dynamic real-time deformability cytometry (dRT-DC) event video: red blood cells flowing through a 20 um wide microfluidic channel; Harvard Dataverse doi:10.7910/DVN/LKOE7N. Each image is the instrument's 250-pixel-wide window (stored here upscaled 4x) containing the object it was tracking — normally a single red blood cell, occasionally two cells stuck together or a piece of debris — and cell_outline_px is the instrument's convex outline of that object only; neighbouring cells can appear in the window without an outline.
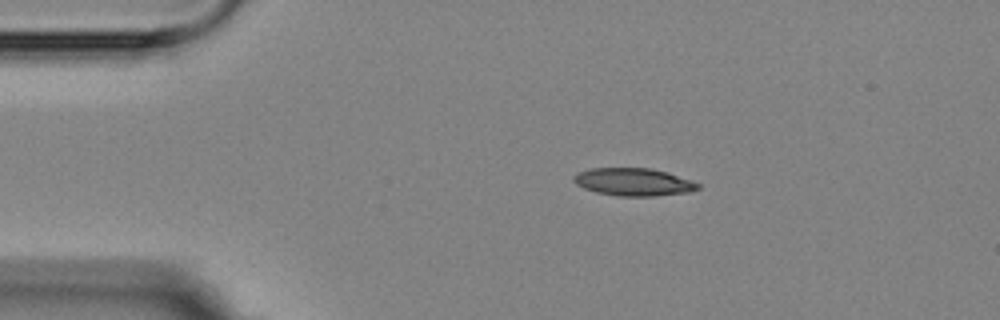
{"species": "Egyptian fruit bat (a non-hibernating species)", "species_latin": "Rousettus aegyptiacus", "temperature_condition": "room temperature", "stored_images_in_passage": 8, "camera_frame_rate_fps": 3000, "um_per_image_px": 0.085, "animal": {"sex": "female"}, "frame": {"image": 1, "passage_image": 1, "time_ms": 0.0, "image_size_px": [1000, 320], "cell_outline_px": [[700, 188], [692, 192], [652, 196], [616, 196], [596, 192], [584, 188], [576, 184], [572, 180], [572, 176], [576, 172], [592, 168], [648, 168], [668, 172], [692, 180], [700, 184]], "centroid_in_image_um": [53.85, 15.47], "position_along_channel_um": 31.2, "area_um2": 20.29}}